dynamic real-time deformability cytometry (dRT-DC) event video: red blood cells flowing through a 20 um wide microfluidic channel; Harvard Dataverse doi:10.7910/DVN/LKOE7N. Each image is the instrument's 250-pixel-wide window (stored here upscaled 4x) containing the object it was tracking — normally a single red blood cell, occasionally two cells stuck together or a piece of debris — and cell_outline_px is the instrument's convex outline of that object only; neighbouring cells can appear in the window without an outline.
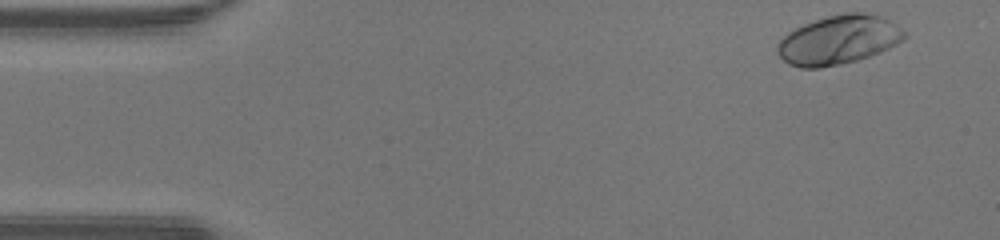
{"species": "human", "species_latin": "Homo sapiens", "temperature_condition": "warm", "stored_images_in_passage": 45, "camera_frame_rate_fps": 3000, "um_per_image_px": 0.085, "donor": {"sex": "male"}, "frame": {"image": 1, "passage_image": 1, "time_ms": 0.0, "image_size_px": [1000, 240], "cell_outline_px": [[908, 36], [904, 40], [880, 52], [856, 60], [840, 64], [820, 68], [800, 68], [788, 64], [776, 52], [776, 44], [788, 32], [804, 24], [828, 16], [844, 12], [864, 12], [884, 16], [908, 32]], "centroid_in_image_um": [71.31, 3.38], "position_along_channel_um": 13.7, "area_um2": 36.53}}
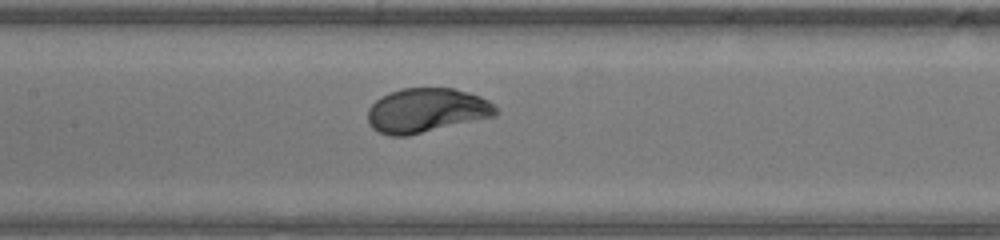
{"frame": {"image": 2, "passage_image": 20, "time_ms": 6.333, "image_size_px": [1000, 240], "cell_outline_px": [[500, 112], [496, 116], [408, 136], [388, 136], [372, 128], [368, 120], [368, 108], [380, 96], [388, 92], [404, 88], [452, 88], [468, 92], [480, 96], [488, 100]], "centroid_in_image_um": [36.25, 9.39], "position_along_channel_um": 171.2, "area_um2": 33.29}}
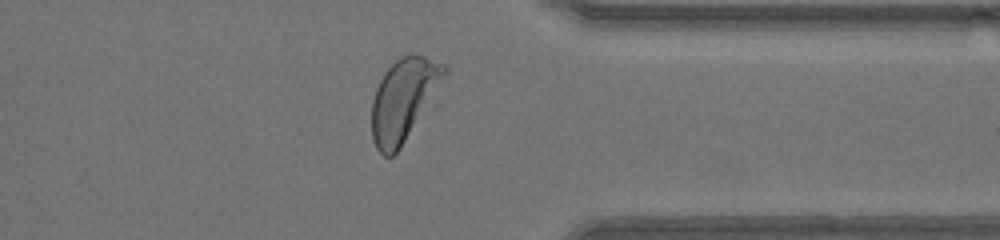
{"frame": {"image": 3, "passage_image": 35, "time_ms": 11.333, "image_size_px": [1000, 240], "cell_outline_px": [[448, 68], [428, 104], [400, 148], [392, 156], [384, 156], [376, 148], [372, 140], [372, 100], [376, 88], [384, 72], [400, 56], [424, 56], [444, 64]], "centroid_in_image_um": [34.24, 8.48], "position_along_channel_um": 377.2, "area_um2": 33.64}, "authors_computed_cell_mechanics": {"area_um2": 33.813, "velocity_mm_per_s": 4.2723, "shape_relaxation_time_tau1_ms": 2.3089, "shape_relaxation_time_tau2_ms": null, "deformation_change_tau1": 0.1895, "deformation_change_tau2": null}}